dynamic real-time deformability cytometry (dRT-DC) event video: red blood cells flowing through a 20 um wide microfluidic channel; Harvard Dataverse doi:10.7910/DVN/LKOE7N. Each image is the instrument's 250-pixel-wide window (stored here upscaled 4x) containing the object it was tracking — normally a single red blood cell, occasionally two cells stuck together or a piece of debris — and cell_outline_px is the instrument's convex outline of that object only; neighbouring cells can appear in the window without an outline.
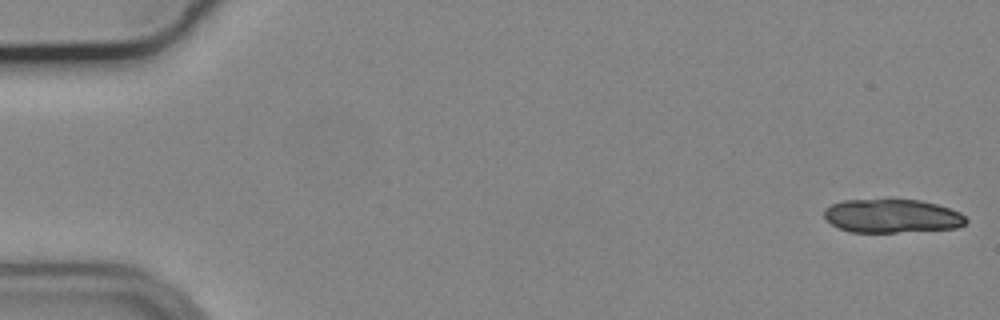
{"species": "common noctule bat (a hibernating species)", "species_latin": "Nyctalus noctula", "temperature_condition": "cold", "stored_images_in_passage": 36, "camera_frame_rate_fps": 3000, "um_per_image_px": 0.085, "animal": {"sex": "male", "body_mass_g": 19.2, "forearm_length_mm": 51.8}, "frame": {"image": 1, "passage_image": 1, "time_ms": 0.0, "image_size_px": [1000, 320], "cell_outline_px": [[968, 220], [964, 224], [956, 228], [896, 232], [848, 232], [832, 224], [824, 216], [824, 208], [832, 204], [844, 200], [888, 196], [920, 200], [936, 204], [960, 212]], "centroid_in_image_um": [75.78, 18.31], "position_along_channel_um": 9.2, "area_um2": 28.67}}
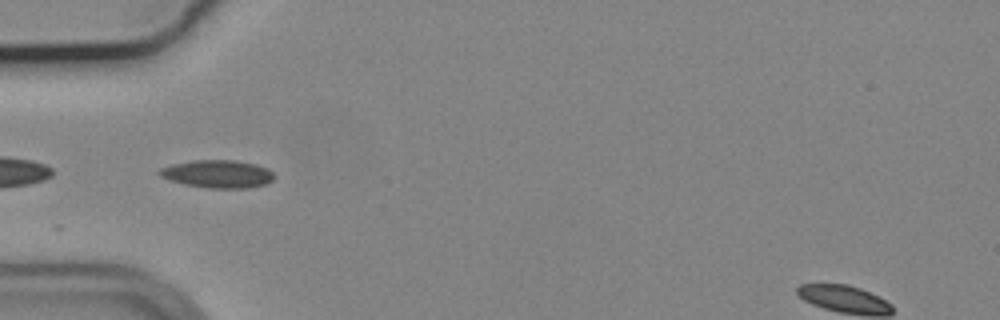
{"frame": {"image": 2, "passage_image": 18, "time_ms": 5.667, "image_size_px": [1000, 320], "cell_outline_px": [[276, 176], [268, 184], [248, 188], [208, 188], [184, 184], [160, 176], [156, 172], [160, 168], [172, 164], [192, 160], [232, 160], [256, 164], [268, 168]], "centroid_in_image_um": [18.52, 14.78], "position_along_channel_um": 66.5, "area_um2": 18.73}}